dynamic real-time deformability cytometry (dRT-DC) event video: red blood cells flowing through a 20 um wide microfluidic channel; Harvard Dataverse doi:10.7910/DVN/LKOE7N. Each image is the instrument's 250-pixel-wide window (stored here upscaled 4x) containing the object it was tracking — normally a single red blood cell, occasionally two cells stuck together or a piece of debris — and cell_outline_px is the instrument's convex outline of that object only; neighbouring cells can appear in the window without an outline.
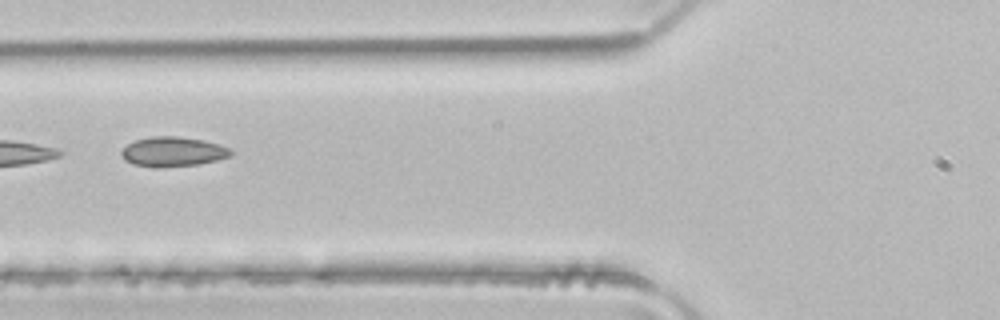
{"species": "common noctule bat (a hibernating species)", "species_latin": "Nyctalus noctula", "temperature_condition": "room temperature", "stored_images_in_passage": 4, "camera_frame_rate_fps": 3000, "um_per_image_px": 0.085, "animal": {"sex": "male", "body_mass_g": 21.5, "forearm_length_mm": 52.0}, "frame": {"image": 1, "passage_image": 4, "time_ms": 1.0, "image_size_px": [1000, 320], "cell_outline_px": [[232, 156], [200, 164], [160, 168], [156, 168], [132, 164], [124, 160], [120, 152], [128, 144], [136, 140], [152, 136], [176, 136], [204, 140], [228, 148], [232, 152]], "centroid_in_image_um": [14.67, 12.91], "position_along_channel_um": 111.1, "area_um2": 18.96}}